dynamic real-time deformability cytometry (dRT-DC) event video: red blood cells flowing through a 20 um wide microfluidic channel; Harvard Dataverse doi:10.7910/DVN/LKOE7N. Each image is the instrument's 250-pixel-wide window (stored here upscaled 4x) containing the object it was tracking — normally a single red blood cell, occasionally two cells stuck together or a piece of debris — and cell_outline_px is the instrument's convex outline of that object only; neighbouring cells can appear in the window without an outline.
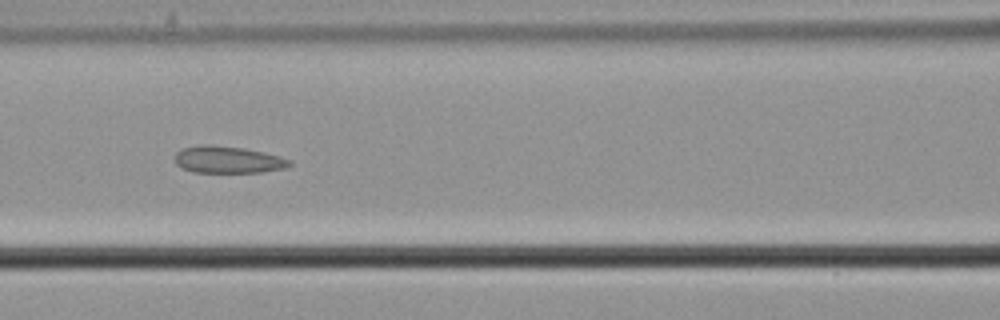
{"species": "common noctule bat (a hibernating species)", "species_latin": "Nyctalus noctula", "temperature_condition": "cold", "stored_images_in_passage": 8, "camera_frame_rate_fps": 3000, "um_per_image_px": 0.085, "animal": {"sex": "male", "body_mass_g": 21.5, "forearm_length_mm": 52.0}, "frame": {"image": 1, "passage_image": 8, "time_ms": 2.333, "image_size_px": [1000, 320], "cell_outline_px": [[292, 164], [288, 168], [260, 172], [192, 172], [180, 168], [176, 164], [176, 152], [180, 148], [200, 144], [212, 144], [244, 148], [280, 156], [292, 160]], "centroid_in_image_um": [19.36, 13.56], "position_along_channel_um": 147.2, "area_um2": 18.32}}